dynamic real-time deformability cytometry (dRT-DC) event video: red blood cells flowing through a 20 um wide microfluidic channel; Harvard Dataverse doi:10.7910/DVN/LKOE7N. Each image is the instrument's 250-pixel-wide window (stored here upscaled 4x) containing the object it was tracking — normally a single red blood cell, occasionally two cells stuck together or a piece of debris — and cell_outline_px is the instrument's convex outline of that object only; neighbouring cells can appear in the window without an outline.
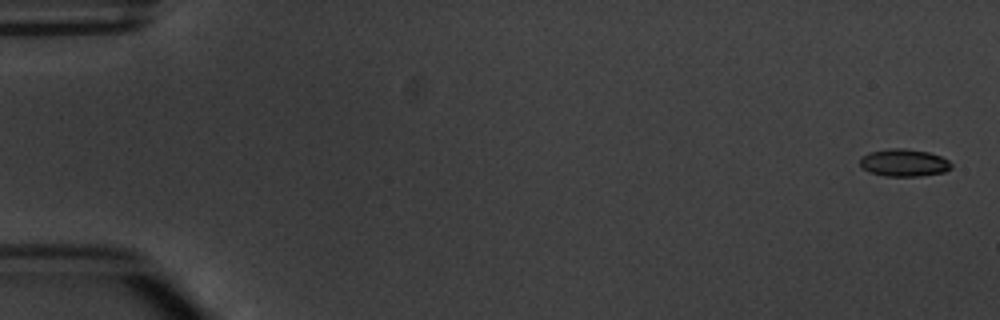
{"species": "common noctule bat (a hibernating species)", "species_latin": "Nyctalus noctula", "temperature_condition": "warm", "stored_images_in_passage": 5, "camera_frame_rate_fps": 3000, "um_per_image_px": 0.085, "animal": {"sex": "male", "body_mass_g": 20.1, "forearm_length_mm": 53.5}, "frame": {"image": 1, "passage_image": 1, "time_ms": 0.0, "image_size_px": [1000, 320], "cell_outline_px": [[952, 168], [944, 172], [920, 176], [884, 176], [868, 172], [860, 164], [860, 156], [868, 152], [892, 148], [904, 148], [928, 152], [940, 156], [948, 160], [952, 164]], "centroid_in_image_um": [76.82, 13.83], "position_along_channel_um": 8.2, "area_um2": 14.68}}
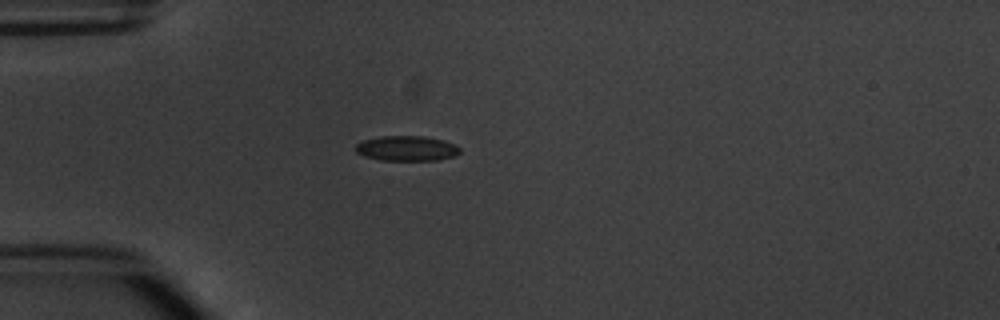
{"frame": {"image": 2, "passage_image": 5, "time_ms": 4.667, "image_size_px": [1000, 320], "cell_outline_px": [[460, 152], [452, 156], [436, 160], [380, 160], [364, 156], [356, 152], [356, 144], [360, 140], [380, 136], [424, 136], [444, 140], [456, 144], [460, 148]], "centroid_in_image_um": [34.54, 12.6], "position_along_channel_um": 50.5, "area_um2": 15.32}}